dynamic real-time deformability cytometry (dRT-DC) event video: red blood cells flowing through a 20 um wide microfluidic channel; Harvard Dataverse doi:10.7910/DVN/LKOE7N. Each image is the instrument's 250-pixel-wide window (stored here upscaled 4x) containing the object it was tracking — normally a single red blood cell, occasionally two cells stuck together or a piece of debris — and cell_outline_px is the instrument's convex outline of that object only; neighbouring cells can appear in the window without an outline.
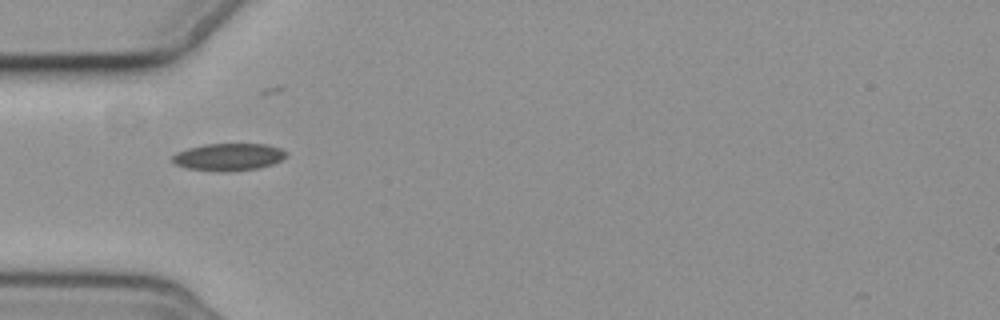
{"species": "common noctule bat (a hibernating species)", "species_latin": "Nyctalus noctula", "temperature_condition": "cold", "stored_images_in_passage": 6, "camera_frame_rate_fps": 3000, "um_per_image_px": 0.085, "animal": {"sex": "female", "body_mass_g": 19.3, "forearm_length_mm": 54.1}, "frame": {"image": 1, "passage_image": 5, "time_ms": 5.667, "image_size_px": [1000, 320], "cell_outline_px": [[288, 156], [272, 164], [260, 168], [188, 168], [176, 164], [172, 160], [172, 156], [176, 152], [188, 148], [204, 144], [268, 144], [280, 148], [288, 152]], "centroid_in_image_um": [19.49, 13.27], "position_along_channel_um": 65.5, "area_um2": 17.11}}
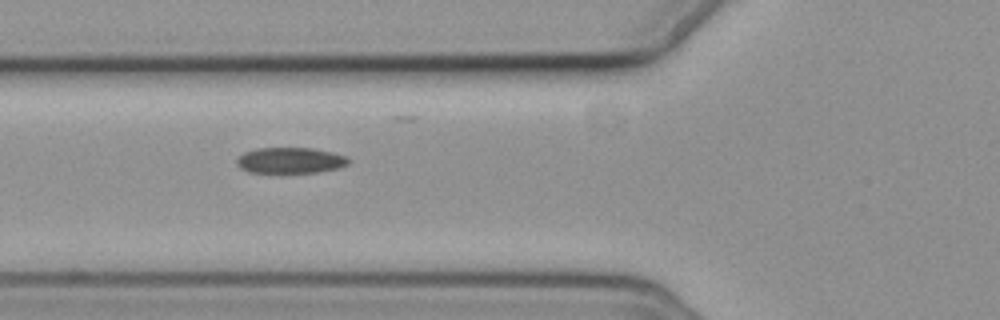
{"frame": {"image": 2, "passage_image": 6, "time_ms": 6.667, "image_size_px": [1000, 320], "cell_outline_px": [[348, 164], [340, 168], [316, 172], [248, 172], [240, 168], [236, 164], [236, 160], [244, 152], [256, 148], [312, 148], [332, 152], [348, 156]], "centroid_in_image_um": [24.68, 13.63], "position_along_channel_um": 101.1, "area_um2": 16.82}}